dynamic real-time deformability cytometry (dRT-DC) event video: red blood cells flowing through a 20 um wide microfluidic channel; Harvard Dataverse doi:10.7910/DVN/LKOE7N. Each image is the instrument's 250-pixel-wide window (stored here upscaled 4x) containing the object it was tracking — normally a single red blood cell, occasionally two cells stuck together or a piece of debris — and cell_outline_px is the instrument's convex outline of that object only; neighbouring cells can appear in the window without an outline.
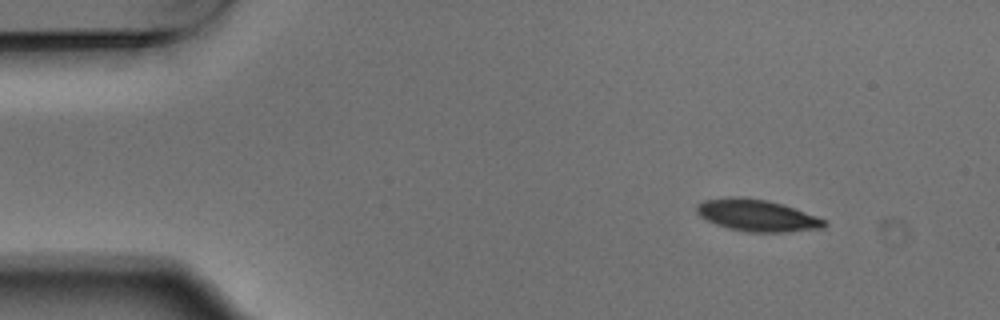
{"species": "Egyptian fruit bat (a non-hibernating species)", "species_latin": "Rousettus aegyptiacus", "temperature_condition": "warm", "stored_images_in_passage": 7, "camera_frame_rate_fps": 3000, "um_per_image_px": 0.085, "animal": {"sex": "male"}, "frame": {"image": 1, "passage_image": 1, "time_ms": 0.0, "image_size_px": [1000, 320], "cell_outline_px": [[828, 224], [824, 228], [788, 232], [748, 232], [728, 228], [716, 224], [700, 216], [696, 212], [696, 204], [704, 200], [728, 196], [740, 196], [764, 200], [780, 204], [816, 216], [824, 220]], "centroid_in_image_um": [64.31, 18.31], "position_along_channel_um": 20.7, "area_um2": 23.52}}
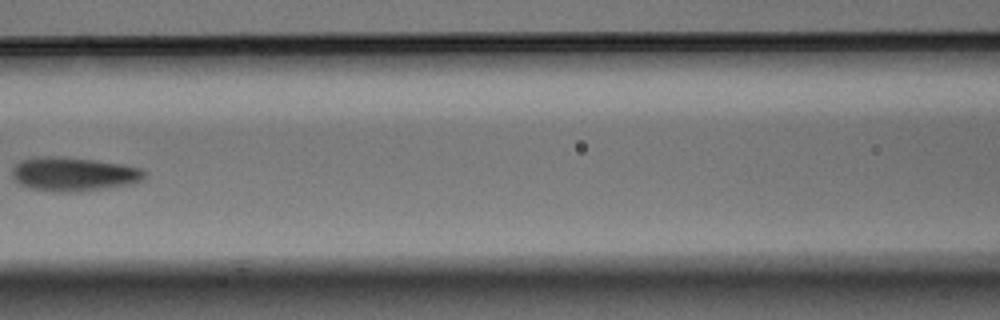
{"frame": {"image": 2, "passage_image": 6, "time_ms": 1.667, "image_size_px": [1000, 320], "cell_outline_px": [[148, 172], [144, 180], [132, 184], [80, 192], [56, 192], [28, 188], [12, 180], [12, 168], [20, 160], [40, 156], [52, 156], [92, 160], [124, 164], [140, 168]], "centroid_in_image_um": [6.26, 14.81], "position_along_channel_um": 160.3, "area_um2": 26.53}}
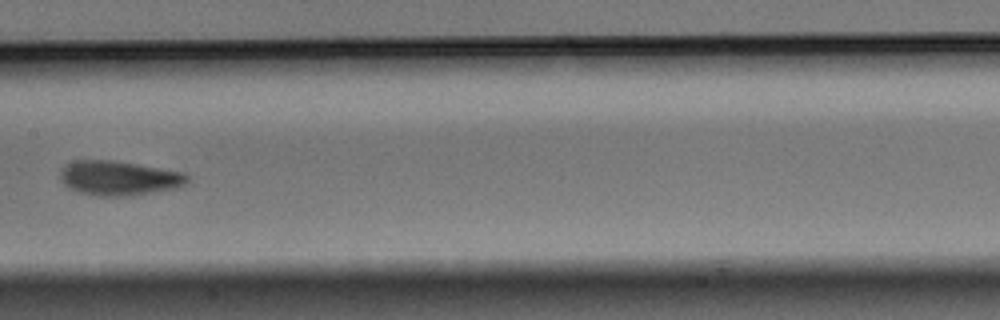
{"frame": {"image": 3, "passage_image": 7, "time_ms": 2.0, "image_size_px": [1000, 320], "cell_outline_px": [[188, 180], [180, 188], [124, 196], [96, 196], [80, 192], [64, 184], [60, 180], [60, 172], [64, 164], [76, 160], [112, 160], [184, 172], [188, 176]], "centroid_in_image_um": [10.1, 15.13], "position_along_channel_um": 197.3, "area_um2": 25.49}}